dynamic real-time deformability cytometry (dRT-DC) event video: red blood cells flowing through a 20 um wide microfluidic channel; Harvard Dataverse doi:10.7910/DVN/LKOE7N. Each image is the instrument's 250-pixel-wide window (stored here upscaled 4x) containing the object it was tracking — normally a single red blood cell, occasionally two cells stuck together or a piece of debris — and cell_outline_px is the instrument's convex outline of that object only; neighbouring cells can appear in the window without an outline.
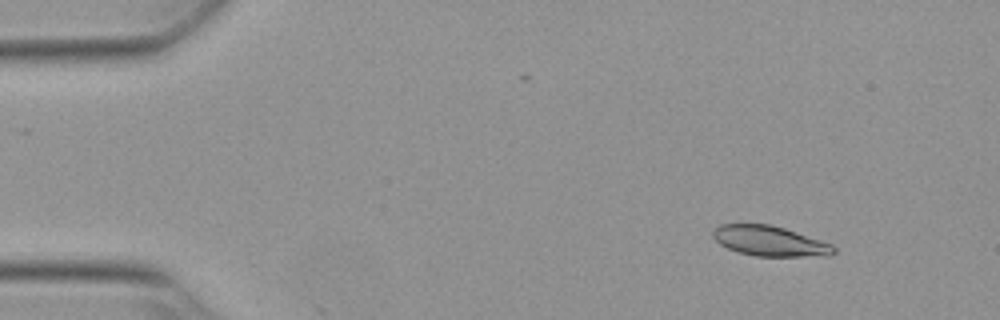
{"species": "Egyptian fruit bat (a non-hibernating species)", "species_latin": "Rousettus aegyptiacus", "temperature_condition": "warm", "stored_images_in_passage": 3, "camera_frame_rate_fps": 3000, "um_per_image_px": 0.085, "animal": {"sex": "female"}, "frame": {"image": 1, "passage_image": 2, "time_ms": 0.333, "image_size_px": [1000, 320], "cell_outline_px": [[836, 252], [832, 256], [756, 256], [740, 252], [728, 248], [720, 244], [712, 236], [712, 232], [720, 224], [772, 224], [832, 244], [836, 248]], "centroid_in_image_um": [65.46, 20.49], "position_along_channel_um": 19.5, "area_um2": 21.15}}